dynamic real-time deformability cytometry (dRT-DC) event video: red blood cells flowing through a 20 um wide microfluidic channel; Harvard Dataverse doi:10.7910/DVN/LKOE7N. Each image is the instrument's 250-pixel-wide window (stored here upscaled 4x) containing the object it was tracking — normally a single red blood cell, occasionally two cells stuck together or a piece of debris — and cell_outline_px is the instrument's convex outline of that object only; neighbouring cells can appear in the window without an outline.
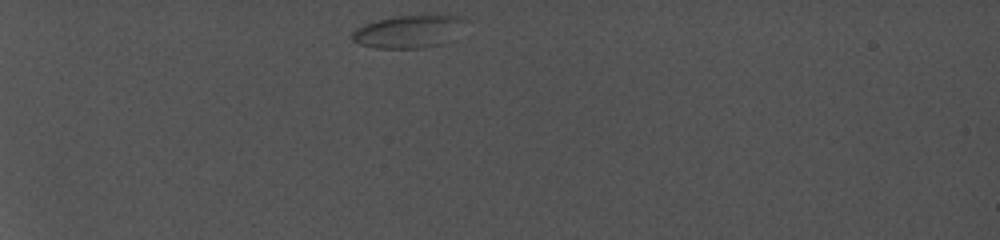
{"species": "common noctule bat (a hibernating species)", "species_latin": "Nyctalus noctula", "temperature_condition": "cold", "stored_images_in_passage": 31, "camera_frame_rate_fps": 5000, "um_per_image_px": 0.085, "animal": {"sex": "female", "body_mass_g": 19.0, "forearm_length_mm": 56.7}, "frame": {"image": 1, "passage_image": 1, "time_ms": 0.0, "image_size_px": [1000, 240], "cell_outline_px": [[468, 20], [444, 44], [420, 48], [376, 48], [360, 44], [352, 40], [352, 32], [356, 28], [364, 24], [396, 16], [448, 12]], "centroid_in_image_um": [34.78, 2.63], "position_along_channel_um": 50.2, "area_um2": 21.96}}
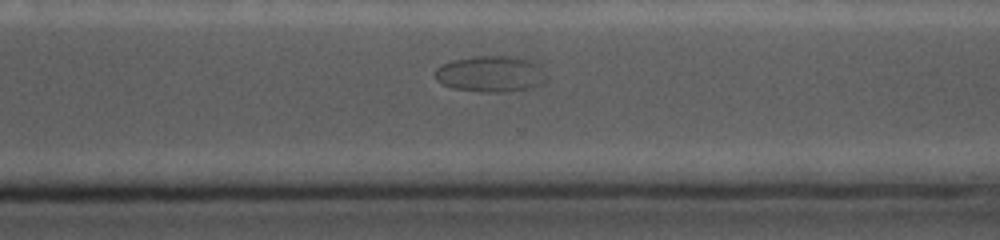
{"frame": {"image": 2, "passage_image": 24, "time_ms": 10.0, "image_size_px": [1000, 240], "cell_outline_px": [[548, 80], [532, 88], [512, 92], [480, 92], [452, 88], [436, 80], [436, 68], [440, 64], [452, 60], [476, 56], [508, 56], [524, 60], [536, 64], [548, 76]], "centroid_in_image_um": [41.7, 6.31], "position_along_channel_um": 328.9, "area_um2": 23.47}}
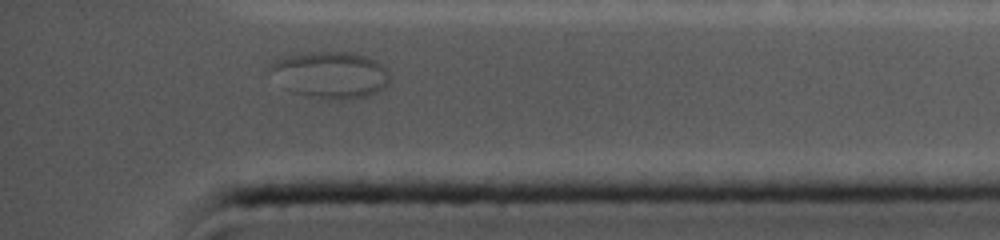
{"frame": {"image": 3, "passage_image": 29, "time_ms": 12.2, "image_size_px": [1000, 240], "cell_outline_px": [[388, 84], [384, 88], [368, 96], [340, 100], [336, 100], [292, 92], [268, 72], [268, 64], [284, 56], [304, 52], [352, 52], [376, 60], [388, 68]], "centroid_in_image_um": [28.08, 6.34], "position_along_channel_um": 407.1, "area_um2": 32.54}}